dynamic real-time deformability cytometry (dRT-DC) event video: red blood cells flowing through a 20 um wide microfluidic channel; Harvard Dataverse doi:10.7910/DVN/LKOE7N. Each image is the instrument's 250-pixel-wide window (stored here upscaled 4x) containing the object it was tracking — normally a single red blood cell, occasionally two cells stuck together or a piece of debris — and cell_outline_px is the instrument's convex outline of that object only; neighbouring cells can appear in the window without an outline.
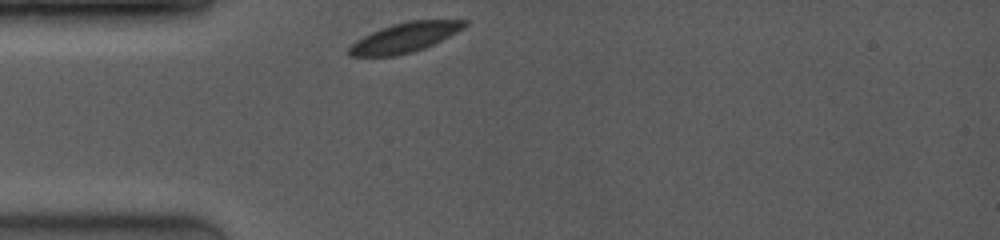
{"species": "common noctule bat (a hibernating species)", "species_latin": "Nyctalus noctula", "temperature_condition": "room temperature", "stored_images_in_passage": 39, "camera_frame_rate_fps": 4000, "um_per_image_px": 0.085, "animal": {"sex": "female", "body_mass_g": 19.0, "forearm_length_mm": 53.3}, "frame": {"image": 1, "passage_image": 1, "time_ms": 0.0, "image_size_px": [1000, 240], "cell_outline_px": [[468, 24], [464, 28], [424, 48], [412, 52], [392, 56], [348, 56], [348, 48], [356, 40], [372, 32], [396, 24], [412, 20], [468, 20]], "centroid_in_image_um": [34.4, 3.2], "position_along_channel_um": 50.6, "area_um2": 19.48}}
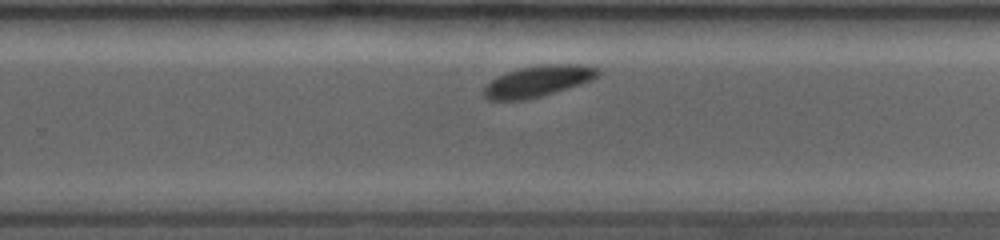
{"frame": {"image": 2, "passage_image": 26, "time_ms": 6.25, "image_size_px": [1000, 240], "cell_outline_px": [[600, 72], [596, 76], [580, 84], [540, 96], [524, 100], [488, 100], [484, 96], [484, 88], [492, 80], [508, 72], [520, 68], [544, 64], [580, 64], [596, 68]], "centroid_in_image_um": [45.7, 6.9], "position_along_channel_um": 284.1, "area_um2": 20.11}}
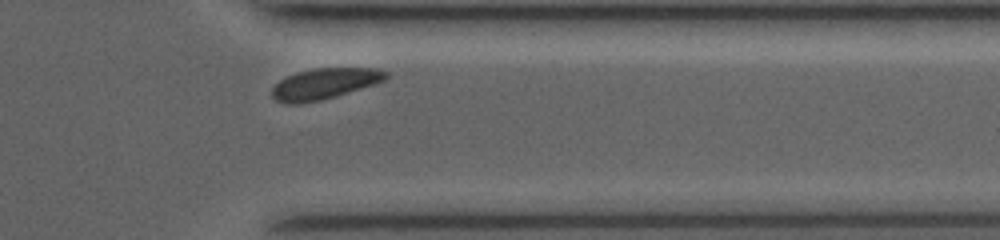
{"frame": {"image": 3, "passage_image": 36, "time_ms": 8.75, "image_size_px": [1000, 240], "cell_outline_px": [[388, 76], [384, 80], [360, 88], [320, 100], [300, 104], [284, 104], [276, 100], [272, 96], [272, 88], [280, 80], [288, 76], [300, 72], [316, 68], [372, 68], [388, 72]], "centroid_in_image_um": [27.54, 7.12], "position_along_channel_um": 383.9, "area_um2": 20.0}, "authors_computed_cell_mechanics": {"area_um2": 20.519, "velocity_mm_per_s": 3.9178, "shape_relaxation_time_tau1_ms": 0.9633, "shape_relaxation_time_tau2_ms": null, "deformation_change_tau1": 0.0543, "deformation_change_tau2": null}}